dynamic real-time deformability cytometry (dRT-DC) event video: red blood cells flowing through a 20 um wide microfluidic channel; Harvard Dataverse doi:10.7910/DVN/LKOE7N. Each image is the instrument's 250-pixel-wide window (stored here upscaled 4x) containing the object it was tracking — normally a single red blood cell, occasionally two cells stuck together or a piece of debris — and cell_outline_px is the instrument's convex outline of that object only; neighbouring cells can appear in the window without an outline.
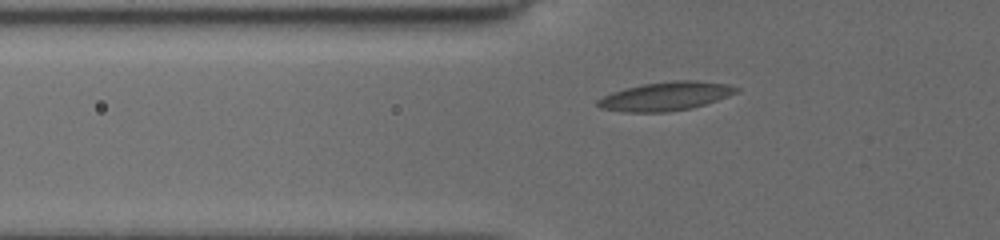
{"species": "common noctule bat (a hibernating species)", "species_latin": "Nyctalus noctula", "temperature_condition": "cold", "stored_images_in_passage": 30, "camera_frame_rate_fps": 3000, "um_per_image_px": 0.085, "animal": {"sex": "female", "body_mass_g": 19.5, "forearm_length_mm": 54.1}, "frame": {"image": 1, "passage_image": 2, "time_ms": 0.333, "image_size_px": [1000, 240], "cell_outline_px": [[740, 92], [692, 108], [668, 112], [624, 112], [600, 108], [596, 104], [596, 100], [612, 92], [644, 84], [676, 80], [696, 80], [724, 84], [740, 88]], "centroid_in_image_um": [56.58, 8.19], "position_along_channel_um": 69.2, "area_um2": 23.0}}
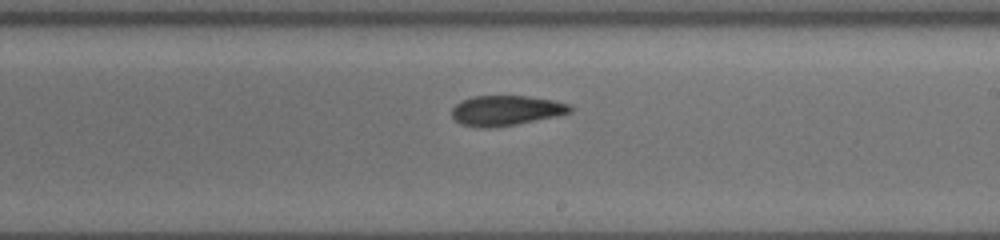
{"frame": {"image": 2, "passage_image": 14, "time_ms": 5.0, "image_size_px": [1000, 240], "cell_outline_px": [[572, 112], [556, 116], [496, 128], [476, 128], [460, 124], [452, 116], [452, 108], [456, 104], [472, 96], [528, 96], [552, 100], [568, 104], [572, 108]], "centroid_in_image_um": [42.98, 9.41], "position_along_channel_um": 246.0, "area_um2": 20.75}}
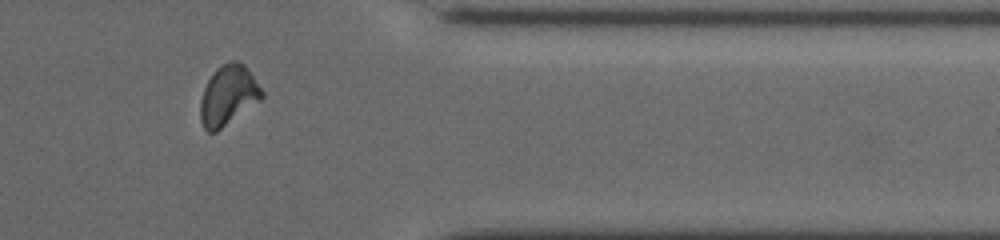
{"frame": {"image": 3, "passage_image": 25, "time_ms": 9.0, "image_size_px": [1000, 240], "cell_outline_px": [[264, 96], [260, 100], [216, 132], [208, 132], [204, 128], [200, 120], [200, 100], [204, 88], [212, 72], [216, 68], [228, 60], [236, 60], [244, 64], [264, 92]], "centroid_in_image_um": [19.38, 8.09], "position_along_channel_um": 392.0, "area_um2": 21.44}}